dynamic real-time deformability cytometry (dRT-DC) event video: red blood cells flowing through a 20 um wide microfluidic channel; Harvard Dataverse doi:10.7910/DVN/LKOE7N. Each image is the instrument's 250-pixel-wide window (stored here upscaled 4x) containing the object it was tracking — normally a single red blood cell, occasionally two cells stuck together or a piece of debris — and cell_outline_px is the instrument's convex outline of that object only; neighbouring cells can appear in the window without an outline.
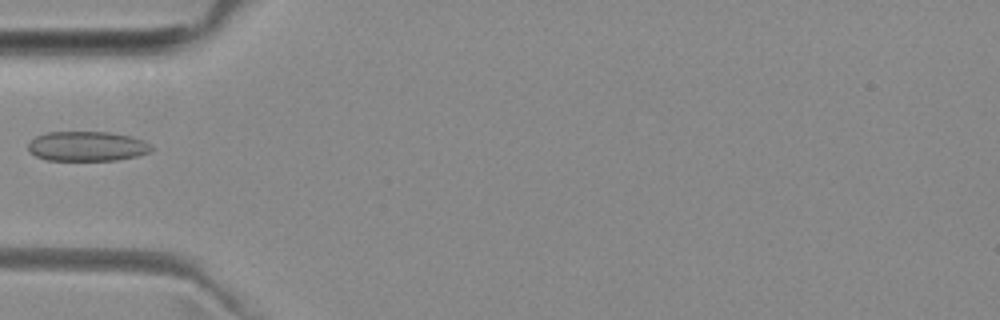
{"species": "common noctule bat (a hibernating species)", "species_latin": "Nyctalus noctula", "temperature_condition": "room temperature", "stored_images_in_passage": 5, "camera_frame_rate_fps": 3000, "um_per_image_px": 0.085, "animal": {"sex": "female", "body_mass_g": 29.2, "forearm_length_mm": 56.3}, "frame": {"image": 1, "passage_image": 5, "time_ms": 4.667, "image_size_px": [1000, 320], "cell_outline_px": [[152, 148], [148, 152], [136, 156], [116, 160], [48, 160], [36, 156], [28, 148], [28, 144], [36, 136], [48, 132], [112, 132], [132, 136], [144, 140], [152, 144]], "centroid_in_image_um": [7.44, 12.42], "position_along_channel_um": 77.6, "area_um2": 21.33}}